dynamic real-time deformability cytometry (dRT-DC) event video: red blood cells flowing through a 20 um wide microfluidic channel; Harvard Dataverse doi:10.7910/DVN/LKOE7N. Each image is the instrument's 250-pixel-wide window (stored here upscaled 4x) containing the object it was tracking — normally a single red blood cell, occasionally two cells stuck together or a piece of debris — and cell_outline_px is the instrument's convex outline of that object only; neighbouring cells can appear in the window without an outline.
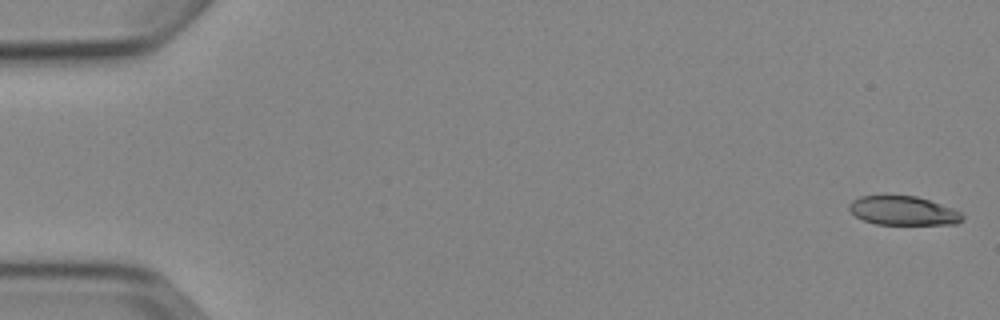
{"species": "Egyptian fruit bat (a non-hibernating species)", "species_latin": "Rousettus aegyptiacus", "temperature_condition": "cold", "stored_images_in_passage": 5, "camera_frame_rate_fps": 3000, "um_per_image_px": 0.085, "animal": {"sex": "female"}, "frame": {"image": 1, "passage_image": 1, "time_ms": 0.0, "image_size_px": [1000, 320], "cell_outline_px": [[964, 220], [956, 224], [876, 224], [864, 220], [856, 216], [848, 208], [848, 204], [852, 200], [860, 196], [916, 196], [952, 208], [960, 212], [964, 216]], "centroid_in_image_um": [76.77, 17.91], "position_along_channel_um": 8.2, "area_um2": 18.96}}
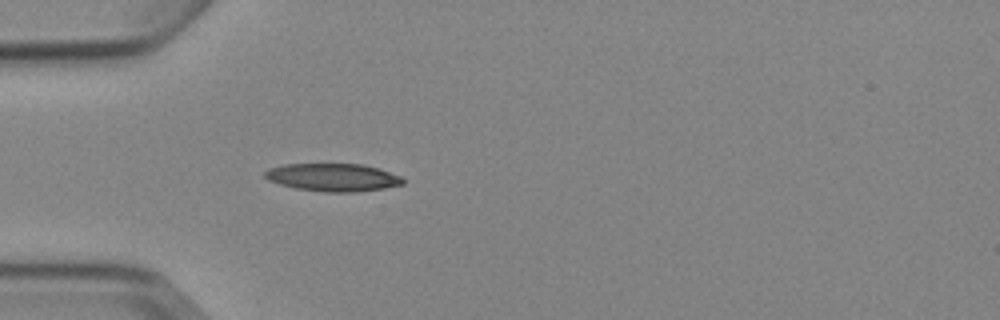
{"frame": {"image": 2, "passage_image": 5, "time_ms": 5.0, "image_size_px": [1000, 320], "cell_outline_px": [[404, 184], [384, 188], [356, 192], [324, 192], [296, 188], [280, 184], [268, 180], [264, 176], [264, 172], [268, 168], [284, 164], [360, 164], [376, 168], [400, 176], [404, 180]], "centroid_in_image_um": [28.26, 15.08], "position_along_channel_um": 56.7, "area_um2": 22.25}}